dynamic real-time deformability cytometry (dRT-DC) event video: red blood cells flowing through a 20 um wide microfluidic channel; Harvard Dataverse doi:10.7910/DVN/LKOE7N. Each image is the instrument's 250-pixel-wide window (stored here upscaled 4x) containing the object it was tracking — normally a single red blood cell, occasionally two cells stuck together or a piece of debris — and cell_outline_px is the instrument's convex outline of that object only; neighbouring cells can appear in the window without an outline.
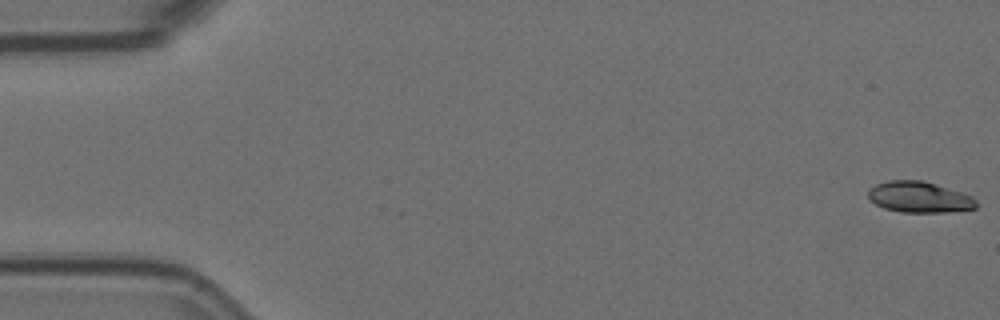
{"species": "Egyptian fruit bat (a non-hibernating species)", "species_latin": "Rousettus aegyptiacus", "temperature_condition": "room temperature", "stored_images_in_passage": 57, "camera_frame_rate_fps": 3000, "um_per_image_px": 0.085, "animal": {"sex": "female"}, "frame": {"image": 1, "passage_image": 1, "time_ms": 0.0, "image_size_px": [1000, 320], "cell_outline_px": [[976, 208], [948, 212], [900, 212], [884, 208], [868, 200], [868, 188], [876, 184], [888, 180], [924, 180], [964, 192], [972, 196], [976, 200]], "centroid_in_image_um": [78.13, 16.74], "position_along_channel_um": 6.9, "area_um2": 19.83}}
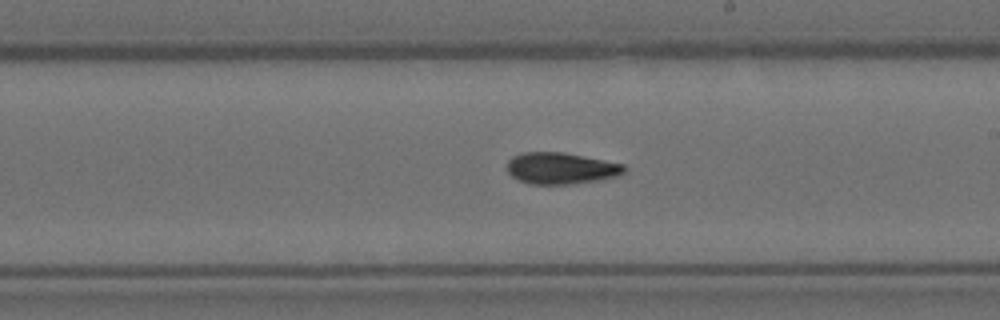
{"frame": {"image": 2, "passage_image": 33, "time_ms": 10.667, "image_size_px": [1000, 320], "cell_outline_px": [[628, 168], [620, 176], [600, 180], [572, 184], [528, 184], [516, 180], [508, 172], [508, 160], [512, 156], [520, 152], [560, 152], [624, 164]], "centroid_in_image_um": [47.67, 14.32], "position_along_channel_um": 241.3, "area_um2": 21.68}}
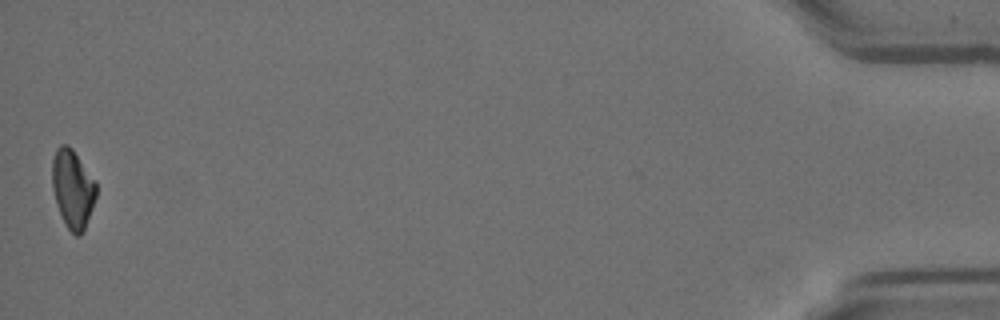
{"frame": {"image": 3, "passage_image": 57, "time_ms": 18.667, "image_size_px": [1000, 320], "cell_outline_px": [[96, 196], [84, 232], [80, 236], [76, 236], [64, 224], [56, 204], [52, 188], [52, 160], [56, 148], [60, 144], [68, 144], [72, 148], [96, 180]], "centroid_in_image_um": [6.17, 16.04], "position_along_channel_um": 429.0, "area_um2": 20.46}}